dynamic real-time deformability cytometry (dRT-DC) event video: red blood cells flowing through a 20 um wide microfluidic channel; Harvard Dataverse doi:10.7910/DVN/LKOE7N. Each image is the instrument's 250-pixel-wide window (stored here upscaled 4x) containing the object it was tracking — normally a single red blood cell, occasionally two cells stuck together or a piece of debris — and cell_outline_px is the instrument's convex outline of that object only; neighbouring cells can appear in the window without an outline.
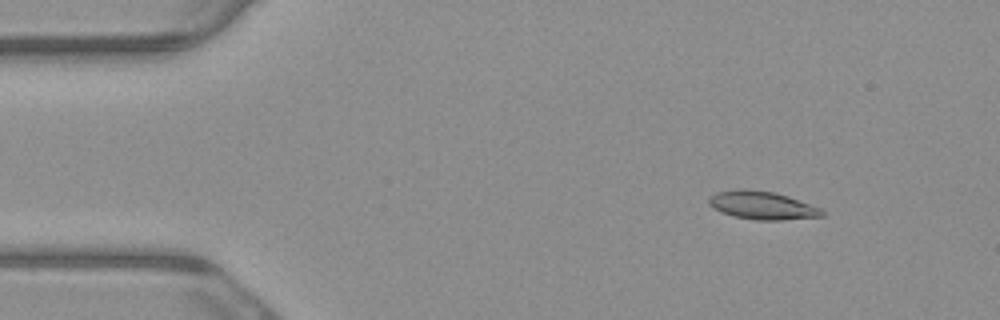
{"species": "common noctule bat (a hibernating species)", "species_latin": "Nyctalus noctula", "temperature_condition": "warm", "stored_images_in_passage": 5, "camera_frame_rate_fps": 3000, "um_per_image_px": 0.085, "animal": {"sex": "male", "body_mass_g": 23.1, "forearm_length_mm": 52.7}, "frame": {"image": 1, "passage_image": 2, "time_ms": 0.333, "image_size_px": [1000, 320], "cell_outline_px": [[824, 216], [784, 220], [756, 220], [732, 216], [712, 208], [708, 204], [708, 200], [716, 192], [744, 188], [772, 192], [788, 196], [824, 208]], "centroid_in_image_um": [64.82, 17.46], "position_along_channel_um": 20.2, "area_um2": 18.73}}
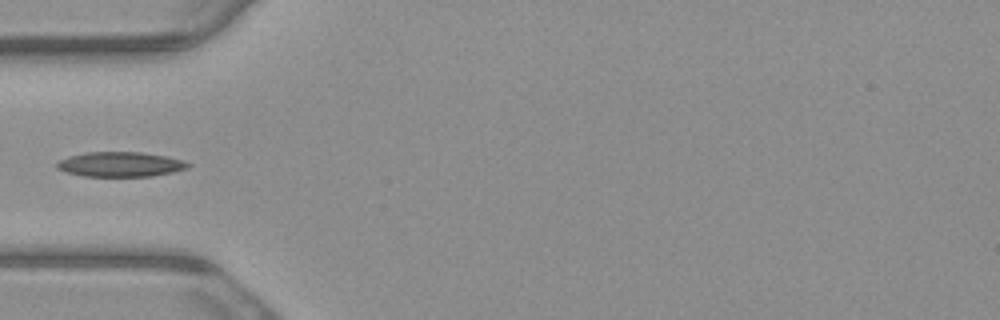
{"frame": {"image": 2, "passage_image": 5, "time_ms": 1.333, "image_size_px": [1000, 320], "cell_outline_px": [[192, 164], [188, 168], [172, 172], [152, 176], [84, 176], [68, 172], [56, 168], [56, 164], [60, 160], [68, 156], [84, 152], [140, 152], [168, 156], [184, 160]], "centroid_in_image_um": [10.26, 13.96], "position_along_channel_um": 74.7, "area_um2": 19.02}}